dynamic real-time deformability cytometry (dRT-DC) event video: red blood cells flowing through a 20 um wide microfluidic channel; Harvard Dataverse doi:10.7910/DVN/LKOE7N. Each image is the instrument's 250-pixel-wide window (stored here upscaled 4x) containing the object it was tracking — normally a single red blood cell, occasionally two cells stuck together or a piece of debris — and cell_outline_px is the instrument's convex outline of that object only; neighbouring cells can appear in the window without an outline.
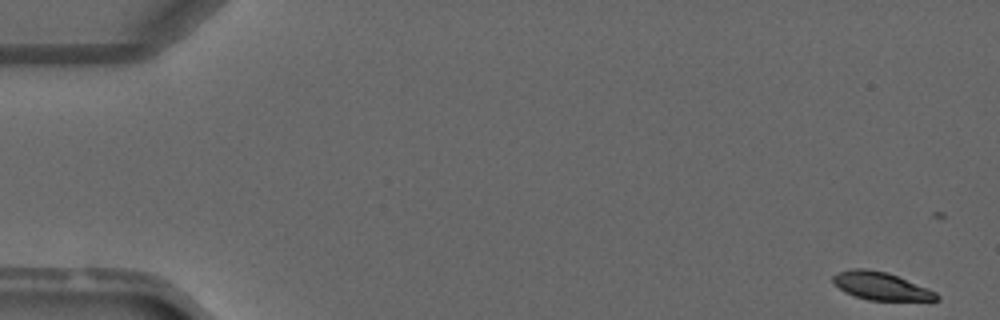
{"species": "common noctule bat (a hibernating species)", "species_latin": "Nyctalus noctula", "temperature_condition": "warm", "stored_images_in_passage": 5, "segment_of_instrument_passage": [1, 2], "camera_frame_rate_fps": 3000, "um_per_image_px": 0.085, "animal": {"sex": "male", "forearm_length_mm": 52.5}, "frame": {"image": 1, "passage_image": 1, "time_ms": 0.0, "image_size_px": [1000, 320], "cell_outline_px": [[940, 300], [868, 300], [844, 292], [832, 280], [832, 276], [840, 272], [852, 268], [868, 268], [888, 272], [936, 292], [940, 296]], "centroid_in_image_um": [74.88, 24.3], "position_along_channel_um": 10.1, "area_um2": 16.65}}